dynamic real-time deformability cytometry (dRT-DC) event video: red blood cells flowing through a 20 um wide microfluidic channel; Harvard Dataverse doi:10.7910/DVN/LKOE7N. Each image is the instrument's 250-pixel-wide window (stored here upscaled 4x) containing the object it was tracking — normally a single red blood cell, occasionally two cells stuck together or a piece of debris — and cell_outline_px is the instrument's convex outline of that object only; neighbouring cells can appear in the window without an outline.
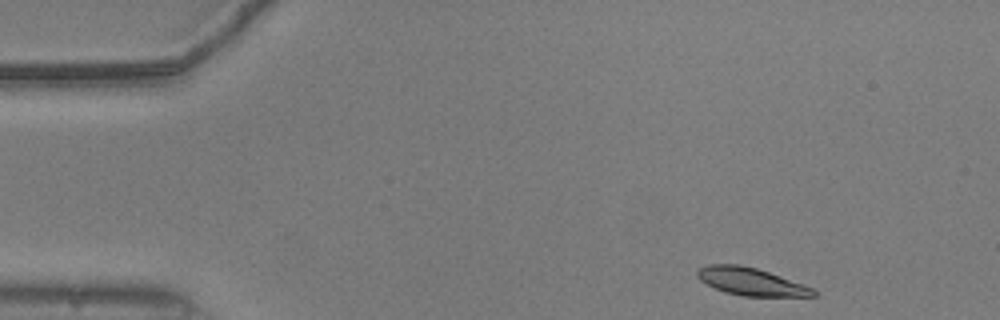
{"species": "common noctule bat (a hibernating species)", "species_latin": "Nyctalus noctula", "temperature_condition": "warm", "stored_images_in_passage": 48, "camera_frame_rate_fps": 3000, "um_per_image_px": 0.085, "animal": {"sex": "male", "body_mass_g": 20.5, "forearm_length_mm": 52.5}, "frame": {"image": 1, "passage_image": 1, "time_ms": 0.0, "image_size_px": [1000, 320], "cell_outline_px": [[816, 296], [740, 296], [724, 292], [700, 280], [696, 276], [696, 272], [700, 268], [708, 264], [740, 264], [756, 268], [816, 288]], "centroid_in_image_um": [63.85, 23.94], "position_along_channel_um": 21.2, "area_um2": 18.67}}
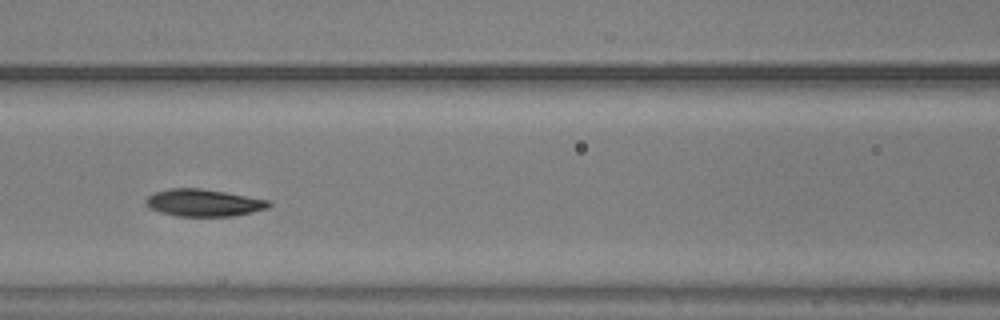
{"frame": {"image": 2, "passage_image": 18, "time_ms": 5.667, "image_size_px": [1000, 320], "cell_outline_px": [[272, 204], [268, 208], [232, 216], [176, 216], [160, 212], [148, 208], [144, 204], [144, 200], [152, 192], [168, 188], [200, 188], [224, 192], [268, 200]], "centroid_in_image_um": [17.22, 17.23], "position_along_channel_um": 149.4, "area_um2": 19.54}}
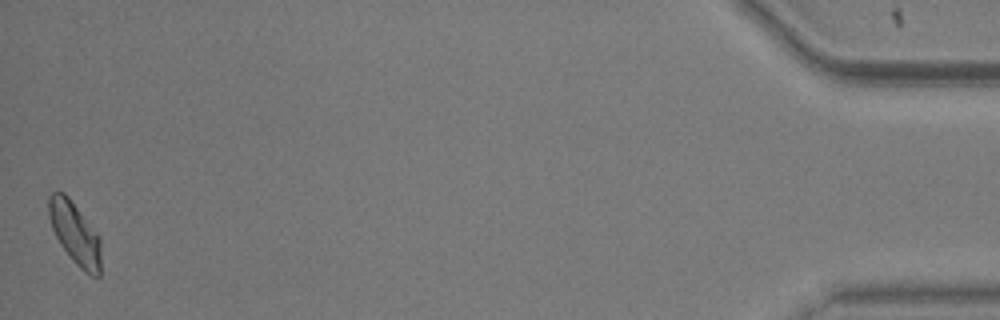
{"frame": {"image": 3, "passage_image": 48, "time_ms": 15.667, "image_size_px": [1000, 320], "cell_outline_px": [[100, 276], [92, 276], [84, 272], [72, 260], [60, 244], [52, 228], [48, 216], [48, 196], [52, 192], [64, 192], [68, 196], [100, 236]], "centroid_in_image_um": [6.36, 19.82], "position_along_channel_um": 428.8, "area_um2": 18.96}, "authors_computed_cell_mechanics": {"area_um2": 19.1607, "velocity_mm_per_s": 3.7491, "shape_relaxation_time_tau1_ms": 5.2634, "shape_relaxation_time_tau2_ms": 6.1127, "deformation_change_tau1": 0.1543, "deformation_change_tau2": 0.1137}}